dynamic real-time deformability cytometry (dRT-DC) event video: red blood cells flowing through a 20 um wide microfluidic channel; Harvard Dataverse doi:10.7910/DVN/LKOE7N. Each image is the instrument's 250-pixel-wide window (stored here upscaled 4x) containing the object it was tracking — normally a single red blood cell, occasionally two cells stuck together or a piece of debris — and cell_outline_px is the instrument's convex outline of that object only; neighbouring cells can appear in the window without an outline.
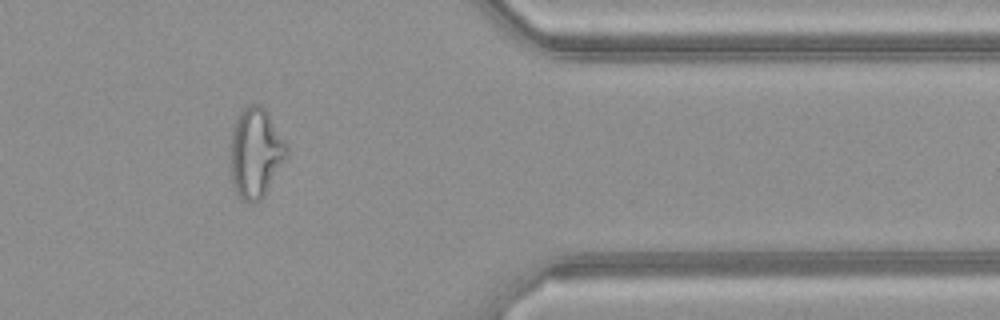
{"species": "common noctule bat (a hibernating species)", "species_latin": "Nyctalus noctula", "temperature_condition": "warm", "stored_images_in_passage": 48, "camera_frame_rate_fps": 3000, "um_per_image_px": 0.085, "animal": {"sex": "female", "body_mass_g": 21.9}, "frame": {"image": 1, "passage_image": 41, "time_ms": 13.333, "image_size_px": [1000, 320], "cell_outline_px": [[288, 156], [264, 196], [256, 204], [240, 200], [232, 184], [228, 148], [232, 128], [240, 112], [248, 104], [260, 104], [268, 112], [288, 144]], "centroid_in_image_um": [21.71, 13.01], "position_along_channel_um": 389.7, "area_um2": 30.4}}